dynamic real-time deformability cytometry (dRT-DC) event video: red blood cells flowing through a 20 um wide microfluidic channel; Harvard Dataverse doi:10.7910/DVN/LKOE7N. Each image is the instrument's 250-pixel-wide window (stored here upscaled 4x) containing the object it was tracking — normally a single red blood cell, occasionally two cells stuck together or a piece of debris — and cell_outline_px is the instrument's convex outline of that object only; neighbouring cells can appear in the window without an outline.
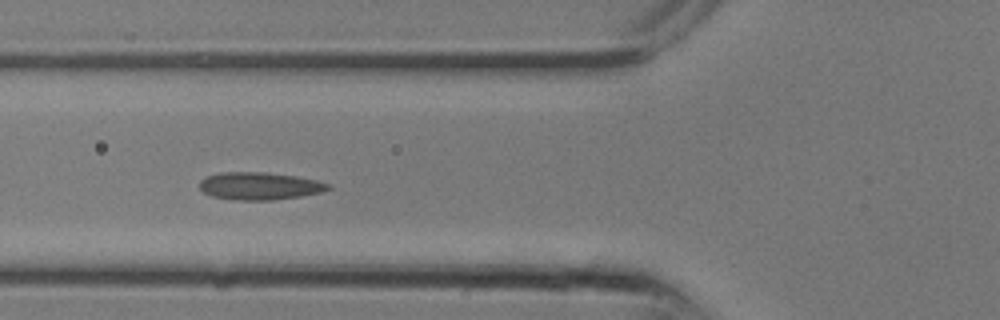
{"species": "common noctule bat (a hibernating species)", "species_latin": "Nyctalus noctula", "temperature_condition": "room temperature", "stored_images_in_passage": 12, "camera_frame_rate_fps": 3000, "um_per_image_px": 0.085, "animal": {"sex": "male", "body_mass_g": 13.3}, "frame": {"image": 1, "passage_image": 9, "time_ms": 2.667, "image_size_px": [1000, 320], "cell_outline_px": [[332, 188], [324, 192], [300, 196], [272, 200], [232, 200], [212, 196], [204, 192], [200, 188], [200, 180], [204, 176], [220, 172], [264, 172], [296, 176], [316, 180], [332, 184]], "centroid_in_image_um": [22.08, 15.81], "position_along_channel_um": 103.7, "area_um2": 20.87}}
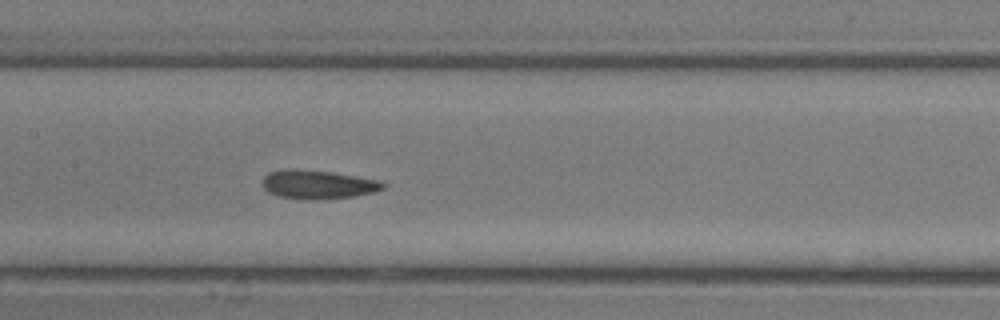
{"frame": {"image": 2, "passage_image": 12, "time_ms": 3.667, "image_size_px": [1000, 320], "cell_outline_px": [[388, 184], [384, 188], [372, 192], [352, 196], [312, 200], [308, 200], [280, 196], [268, 192], [260, 184], [264, 176], [268, 172], [288, 168], [332, 172], [380, 180]], "centroid_in_image_um": [26.99, 15.67], "position_along_channel_um": 180.4, "area_um2": 20.23}}